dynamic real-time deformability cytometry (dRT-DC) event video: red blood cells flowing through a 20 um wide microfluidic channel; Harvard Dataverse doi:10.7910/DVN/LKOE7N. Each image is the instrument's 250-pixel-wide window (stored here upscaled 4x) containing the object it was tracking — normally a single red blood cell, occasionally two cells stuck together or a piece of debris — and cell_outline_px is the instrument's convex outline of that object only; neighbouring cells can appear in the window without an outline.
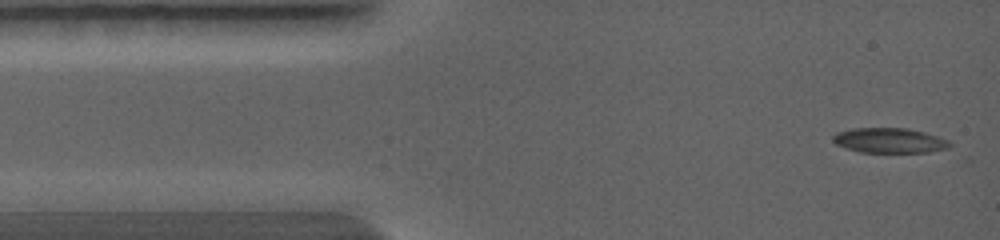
{"species": "common noctule bat (a hibernating species)", "species_latin": "Nyctalus noctula", "temperature_condition": "warm", "stored_images_in_passage": 30, "camera_frame_rate_fps": 5000, "um_per_image_px": 0.085, "animal": {"sex": "female", "body_mass_g": 19.0, "forearm_length_mm": 56.7}, "frame": {"image": 1, "passage_image": 1, "time_ms": 0.0, "image_size_px": [1000, 240], "cell_outline_px": [[952, 144], [948, 148], [928, 152], [860, 152], [844, 148], [836, 144], [832, 140], [832, 136], [836, 132], [852, 128], [908, 128], [924, 132], [948, 140]], "centroid_in_image_um": [75.56, 11.93], "position_along_channel_um": 9.4, "area_um2": 17.05}}
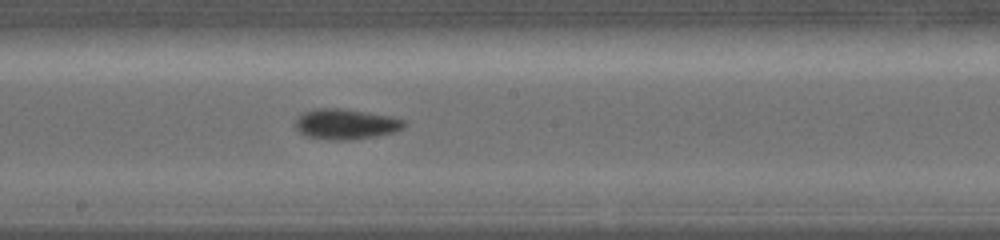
{"frame": {"image": 2, "passage_image": 14, "time_ms": 5.2, "image_size_px": [1000, 240], "cell_outline_px": [[408, 124], [404, 128], [392, 132], [376, 136], [352, 140], [328, 140], [304, 136], [296, 128], [296, 120], [304, 112], [316, 108], [344, 108], [392, 116], [408, 120]], "centroid_in_image_um": [29.44, 10.55], "position_along_channel_um": 218.8, "area_um2": 19.59}}
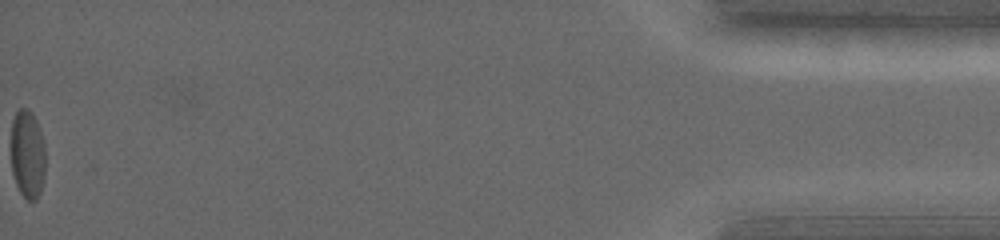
{"frame": {"image": 3, "passage_image": 30, "time_ms": 11.6, "image_size_px": [1000, 240], "cell_outline_px": [[44, 176], [40, 192], [36, 200], [28, 200], [20, 192], [16, 184], [12, 172], [12, 120], [16, 112], [20, 108], [28, 108], [32, 112], [36, 120], [44, 144]], "centroid_in_image_um": [2.33, 13.1], "position_along_channel_um": 432.9, "area_um2": 17.51}}